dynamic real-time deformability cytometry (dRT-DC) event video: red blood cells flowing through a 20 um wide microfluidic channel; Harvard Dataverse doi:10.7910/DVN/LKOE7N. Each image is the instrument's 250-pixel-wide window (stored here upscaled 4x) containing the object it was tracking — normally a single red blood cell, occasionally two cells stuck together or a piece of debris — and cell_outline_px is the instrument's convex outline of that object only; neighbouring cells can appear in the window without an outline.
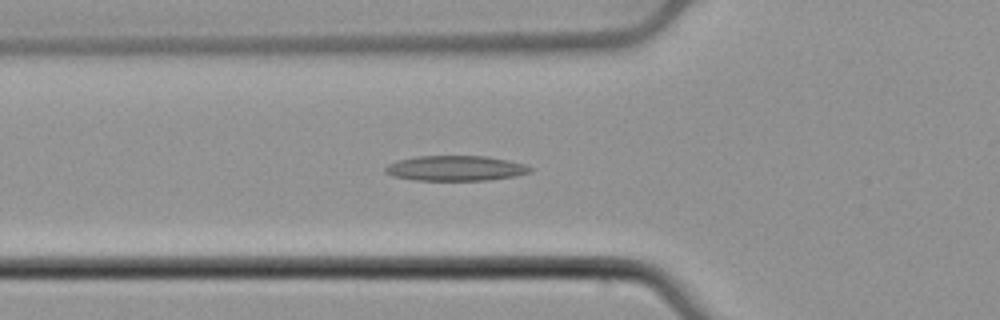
{"species": "common noctule bat (a hibernating species)", "species_latin": "Nyctalus noctula", "temperature_condition": "cold", "stored_images_in_passage": 32, "camera_frame_rate_fps": 3000, "um_per_image_px": 0.085, "animal": {"sex": "male", "body_mass_g": 21.5, "forearm_length_mm": 52.0}, "frame": {"image": 1, "passage_image": 2, "time_ms": 0.333, "image_size_px": [1000, 320], "cell_outline_px": [[532, 172], [516, 176], [488, 180], [416, 180], [392, 176], [384, 172], [384, 168], [388, 164], [396, 160], [416, 156], [484, 156], [508, 160], [524, 164], [532, 168]], "centroid_in_image_um": [38.7, 14.3], "position_along_channel_um": 87.1, "area_um2": 21.33}}
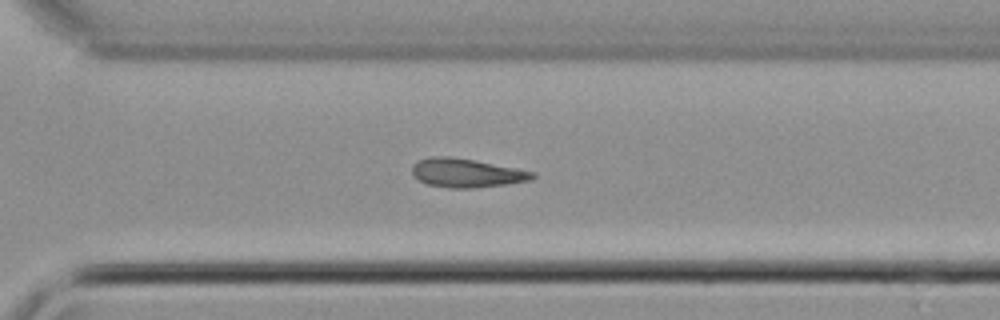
{"frame": {"image": 2, "passage_image": 21, "time_ms": 6.667, "image_size_px": [1000, 320], "cell_outline_px": [[536, 176], [532, 180], [504, 184], [472, 188], [448, 188], [428, 184], [412, 176], [412, 164], [416, 160], [432, 156], [448, 156], [476, 160], [532, 172]], "centroid_in_image_um": [39.58, 14.69], "position_along_channel_um": 331.0, "area_um2": 20.11}}
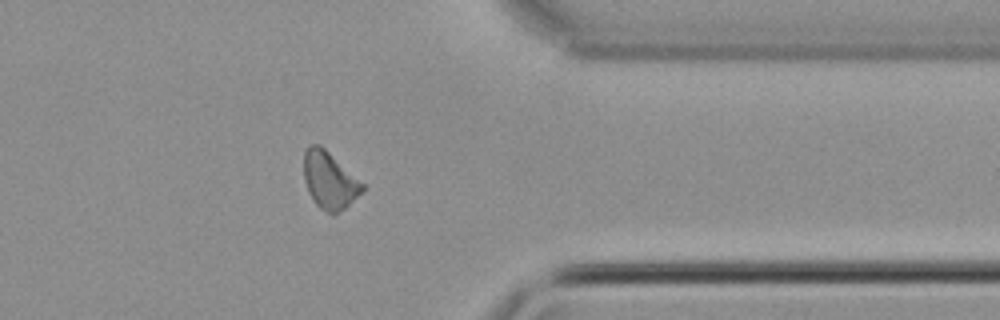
{"frame": {"image": 3, "passage_image": 26, "time_ms": 8.333, "image_size_px": [1000, 320], "cell_outline_px": [[364, 192], [344, 208], [332, 216], [320, 208], [312, 200], [308, 192], [304, 180], [304, 152], [308, 144], [320, 144], [364, 184]], "centroid_in_image_um": [27.99, 15.33], "position_along_channel_um": 383.4, "area_um2": 19.59}}